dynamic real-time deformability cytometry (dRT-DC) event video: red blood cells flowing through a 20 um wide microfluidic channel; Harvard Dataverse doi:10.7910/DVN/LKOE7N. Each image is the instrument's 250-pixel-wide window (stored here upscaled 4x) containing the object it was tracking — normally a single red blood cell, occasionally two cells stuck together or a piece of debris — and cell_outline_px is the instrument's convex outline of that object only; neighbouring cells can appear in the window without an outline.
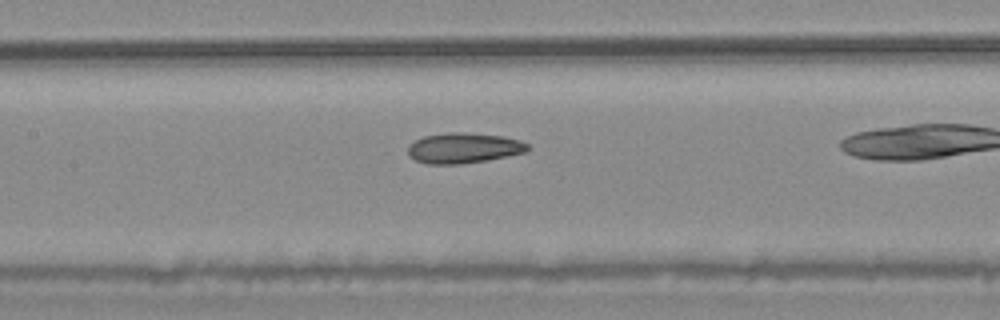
{"species": "common noctule bat (a hibernating species)", "species_latin": "Nyctalus noctula", "temperature_condition": "warm", "stored_images_in_passage": 40, "camera_frame_rate_fps": 3000, "um_per_image_px": 0.085, "animal": {"sex": "male", "body_mass_g": 20.4}, "frame": {"image": 1, "passage_image": 23, "time_ms": 7.333, "image_size_px": [1000, 320], "cell_outline_px": [[528, 148], [524, 152], [488, 160], [460, 164], [428, 164], [416, 160], [408, 156], [408, 144], [424, 136], [452, 132], [464, 132], [504, 136], [520, 140], [528, 144]], "centroid_in_image_um": [39.38, 12.58], "position_along_channel_um": 168.0, "area_um2": 21.15}}